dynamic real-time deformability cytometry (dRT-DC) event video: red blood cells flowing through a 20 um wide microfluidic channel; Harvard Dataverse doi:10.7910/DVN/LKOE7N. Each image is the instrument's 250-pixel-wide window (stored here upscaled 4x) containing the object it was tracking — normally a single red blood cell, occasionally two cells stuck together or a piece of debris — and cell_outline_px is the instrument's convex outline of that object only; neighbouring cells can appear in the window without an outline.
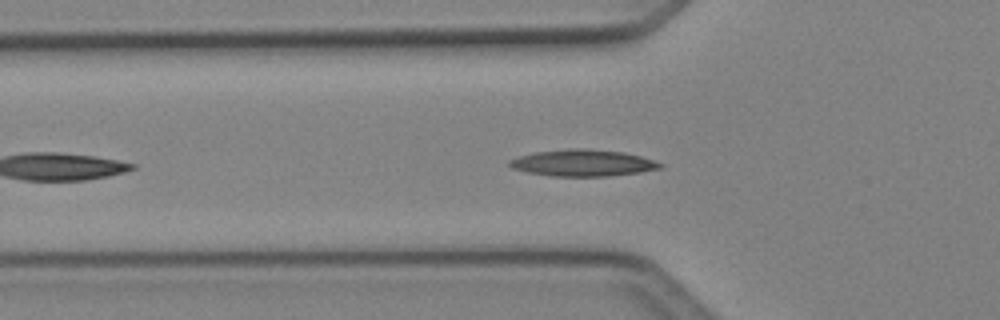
{"species": "Egyptian fruit bat (a non-hibernating species)", "species_latin": "Rousettus aegyptiacus", "temperature_condition": "cold", "stored_images_in_passage": 35, "camera_frame_rate_fps": 3000, "um_per_image_px": 0.085, "animal": {"sex": "female"}, "frame": {"image": 1, "passage_image": 6, "time_ms": 1.667, "image_size_px": [1000, 320], "cell_outline_px": [[664, 168], [640, 172], [608, 176], [552, 176], [528, 172], [512, 168], [508, 164], [508, 160], [532, 152], [568, 148], [584, 148], [624, 152], [640, 156], [664, 164]], "centroid_in_image_um": [49.54, 13.84], "position_along_channel_um": 76.3, "area_um2": 23.47}}
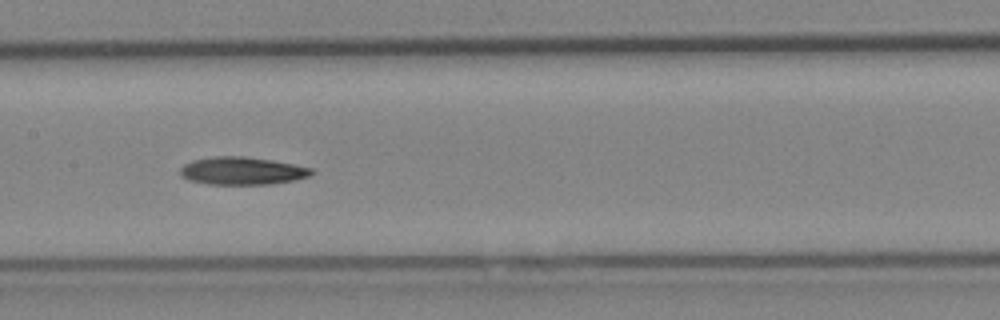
{"frame": {"image": 2, "passage_image": 14, "time_ms": 4.333, "image_size_px": [1000, 320], "cell_outline_px": [[316, 172], [308, 176], [292, 180], [268, 184], [208, 184], [188, 180], [180, 176], [180, 168], [184, 164], [192, 160], [216, 156], [244, 156], [272, 160], [312, 168]], "centroid_in_image_um": [20.54, 14.52], "position_along_channel_um": 186.9, "area_um2": 21.15}}
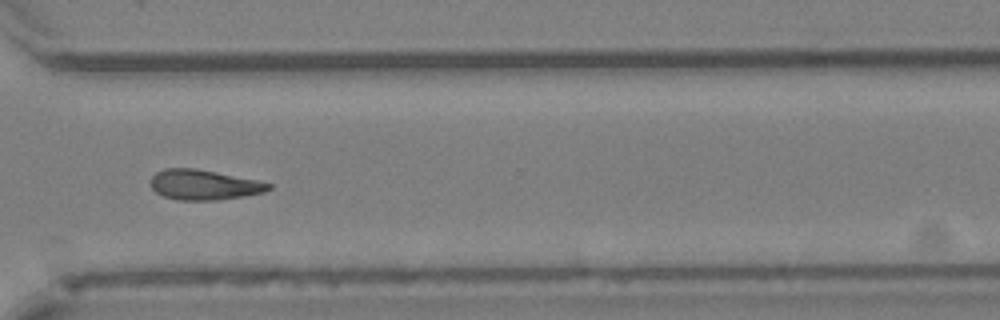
{"frame": {"image": 3, "passage_image": 26, "time_ms": 8.333, "image_size_px": [1000, 320], "cell_outline_px": [[272, 188], [264, 192], [244, 196], [216, 200], [176, 200], [164, 196], [156, 192], [152, 188], [152, 176], [156, 172], [164, 168], [196, 168], [256, 180], [272, 184]], "centroid_in_image_um": [17.33, 15.71], "position_along_channel_um": 353.3, "area_um2": 20.58}}